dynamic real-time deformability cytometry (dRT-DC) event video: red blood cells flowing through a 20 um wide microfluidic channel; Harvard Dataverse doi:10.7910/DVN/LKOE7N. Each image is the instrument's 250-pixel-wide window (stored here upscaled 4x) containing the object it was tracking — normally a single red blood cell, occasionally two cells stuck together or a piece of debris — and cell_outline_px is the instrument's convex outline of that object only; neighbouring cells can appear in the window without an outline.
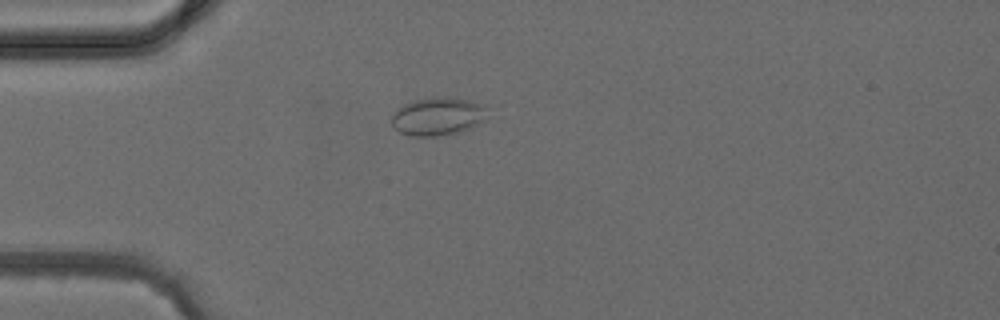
{"species": "common noctule bat (a hibernating species)", "species_latin": "Nyctalus noctula", "temperature_condition": "cold", "stored_images_in_passage": 4, "camera_frame_rate_fps": 3000, "um_per_image_px": 0.085, "animal": {"sex": "female", "body_mass_g": 24.6, "forearm_length_mm": 56.2}, "frame": {"image": 1, "passage_image": 4, "time_ms": 3.333, "image_size_px": [1000, 320], "cell_outline_px": [[484, 120], [472, 128], [460, 132], [436, 136], [408, 136], [392, 128], [392, 116], [396, 108], [412, 100], [432, 96], [464, 100], [484, 104]], "centroid_in_image_um": [37.13, 9.9], "position_along_channel_um": 47.9, "area_um2": 21.21}}